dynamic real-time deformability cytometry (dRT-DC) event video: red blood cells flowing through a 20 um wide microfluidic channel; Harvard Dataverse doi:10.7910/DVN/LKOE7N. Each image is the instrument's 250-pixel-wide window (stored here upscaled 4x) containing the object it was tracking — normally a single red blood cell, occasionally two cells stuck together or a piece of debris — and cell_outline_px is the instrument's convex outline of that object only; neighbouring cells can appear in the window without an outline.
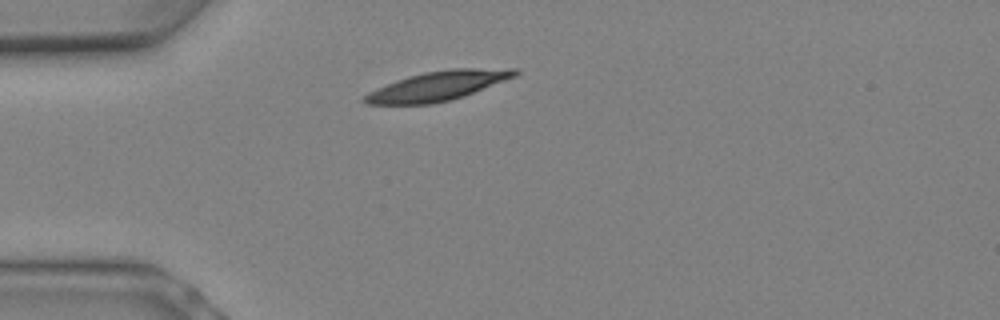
{"species": "Egyptian fruit bat (a non-hibernating species)", "species_latin": "Rousettus aegyptiacus", "temperature_condition": "warm", "stored_images_in_passage": 3, "camera_frame_rate_fps": 3000, "um_per_image_px": 0.085, "animal": {"sex": "female"}, "frame": {"image": 1, "passage_image": 1, "time_ms": 0.0, "image_size_px": [1000, 320], "cell_outline_px": [[520, 72], [516, 76], [464, 96], [432, 104], [368, 104], [360, 100], [368, 92], [396, 80], [408, 76], [424, 72], [452, 68], [520, 68]], "centroid_in_image_um": [37.24, 7.29], "position_along_channel_um": 47.8, "area_um2": 25.72}}
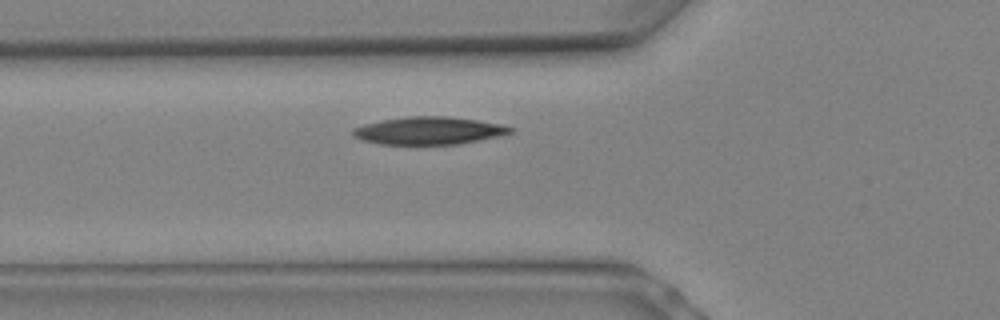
{"frame": {"image": 2, "passage_image": 3, "time_ms": 0.667, "image_size_px": [1000, 320], "cell_outline_px": [[512, 132], [480, 140], [460, 144], [380, 144], [360, 140], [352, 136], [352, 128], [364, 124], [384, 120], [408, 116], [448, 116], [476, 120], [500, 124], [512, 128]], "centroid_in_image_um": [36.39, 11.11], "position_along_channel_um": 89.4, "area_um2": 25.2}}